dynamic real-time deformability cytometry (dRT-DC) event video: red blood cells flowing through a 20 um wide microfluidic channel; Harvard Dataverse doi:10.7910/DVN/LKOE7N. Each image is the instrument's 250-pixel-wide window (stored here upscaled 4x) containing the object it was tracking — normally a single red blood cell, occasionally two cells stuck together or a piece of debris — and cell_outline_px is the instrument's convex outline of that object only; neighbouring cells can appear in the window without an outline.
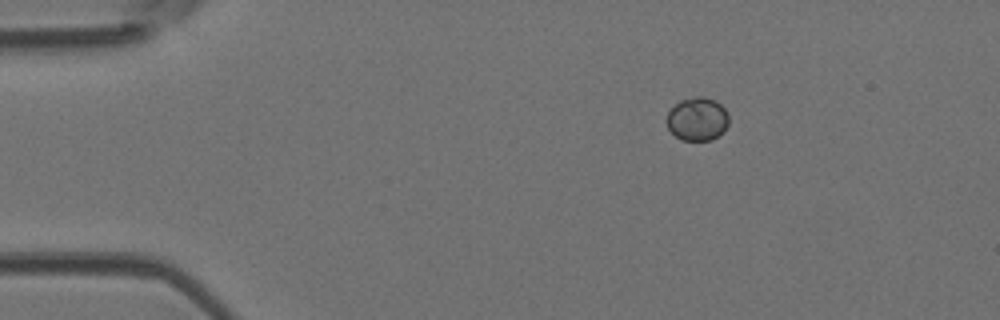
{"species": "Egyptian fruit bat (a non-hibernating species)", "species_latin": "Rousettus aegyptiacus", "temperature_condition": "room temperature", "stored_images_in_passage": 7, "camera_frame_rate_fps": 3000, "um_per_image_px": 0.085, "animal": {"sex": "female"}, "frame": {"image": 1, "passage_image": 1, "time_ms": 0.0, "image_size_px": [1000, 320], "cell_outline_px": [[728, 124], [724, 132], [712, 140], [680, 140], [668, 128], [664, 120], [668, 112], [680, 100], [696, 96], [700, 96], [716, 100], [728, 112]], "centroid_in_image_um": [59.27, 10.12], "position_along_channel_um": 25.7, "area_um2": 15.9}}